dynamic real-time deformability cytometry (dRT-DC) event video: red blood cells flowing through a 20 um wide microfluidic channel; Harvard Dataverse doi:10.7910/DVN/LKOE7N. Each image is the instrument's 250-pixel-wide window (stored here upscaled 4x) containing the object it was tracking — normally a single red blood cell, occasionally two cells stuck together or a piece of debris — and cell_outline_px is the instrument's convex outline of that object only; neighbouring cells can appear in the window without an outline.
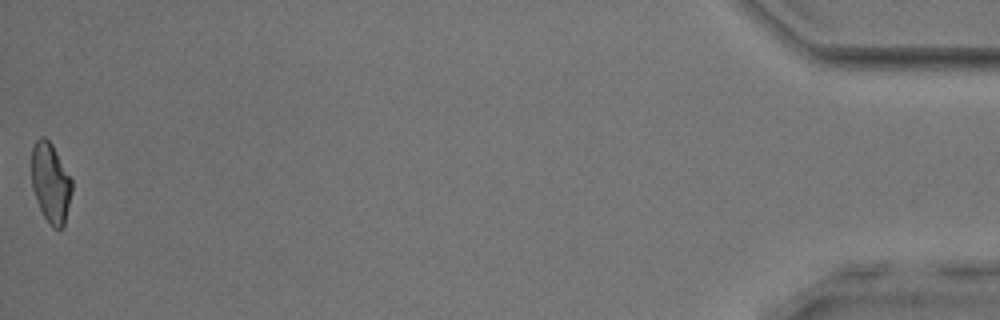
{"species": "common noctule bat (a hibernating species)", "species_latin": "Nyctalus noctula", "temperature_condition": "room temperature", "stored_images_in_passage": 53, "camera_frame_rate_fps": 3000, "um_per_image_px": 0.085, "animal": {"sex": "male", "body_mass_g": 17.9, "forearm_length_mm": 54.2}, "frame": {"image": 1, "passage_image": 53, "time_ms": 17.333, "image_size_px": [1000, 320], "cell_outline_px": [[72, 192], [64, 224], [60, 228], [52, 228], [44, 216], [36, 200], [32, 188], [32, 148], [36, 140], [40, 136], [44, 136], [52, 144], [72, 180]], "centroid_in_image_um": [4.3, 15.53], "position_along_channel_um": 430.9, "area_um2": 18.61}, "authors_computed_cell_mechanics": {"area_um2": 19.9988, "velocity_mm_per_s": 3.878, "shape_relaxation_time_tau1_ms": 5.3512, "shape_relaxation_time_tau2_ms": 2.5621, "deformation_change_tau1": 0.1401, "deformation_change_tau2": 0.0869}}